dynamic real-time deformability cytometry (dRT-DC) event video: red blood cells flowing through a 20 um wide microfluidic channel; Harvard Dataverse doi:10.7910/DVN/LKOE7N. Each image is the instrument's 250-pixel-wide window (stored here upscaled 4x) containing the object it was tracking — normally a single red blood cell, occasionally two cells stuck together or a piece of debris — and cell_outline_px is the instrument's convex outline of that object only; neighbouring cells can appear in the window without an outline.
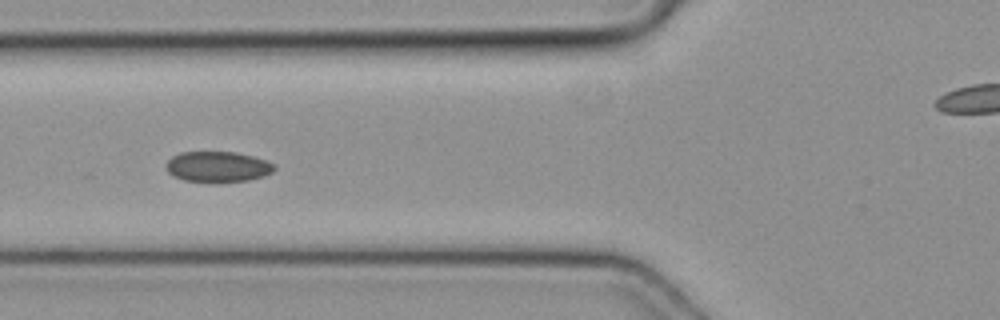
{"species": "common noctule bat (a hibernating species)", "species_latin": "Nyctalus noctula", "temperature_condition": "cold", "stored_images_in_passage": 47, "camera_frame_rate_fps": 3000, "um_per_image_px": 0.085, "animal": {"sex": "female", "body_mass_g": 19.3, "forearm_length_mm": 54.1}, "frame": {"image": 1, "passage_image": 16, "time_ms": 5.0, "image_size_px": [1000, 320], "cell_outline_px": [[276, 168], [272, 172], [264, 176], [248, 180], [184, 180], [172, 176], [164, 168], [164, 164], [172, 156], [180, 152], [236, 152], [252, 156], [276, 164]], "centroid_in_image_um": [18.48, 14.14], "position_along_channel_um": 107.3, "area_um2": 18.96}}
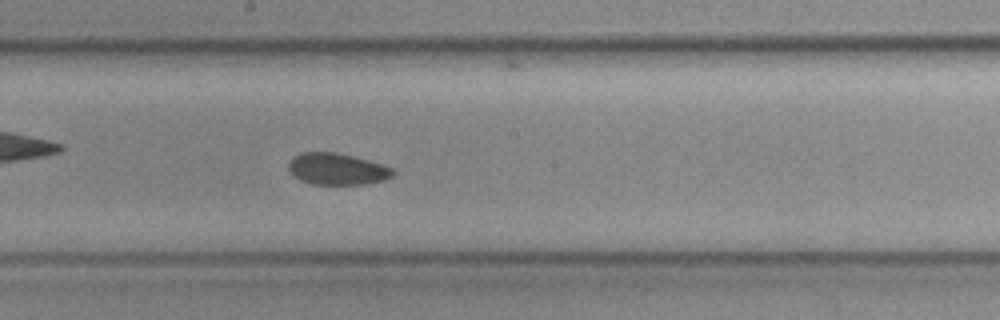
{"frame": {"image": 2, "passage_image": 24, "time_ms": 7.667, "image_size_px": [1000, 320], "cell_outline_px": [[396, 172], [392, 176], [384, 180], [364, 184], [312, 184], [300, 180], [288, 168], [288, 164], [292, 156], [300, 152], [336, 152], [384, 164], [392, 168]], "centroid_in_image_um": [28.66, 14.35], "position_along_channel_um": 219.5, "area_um2": 19.25}}
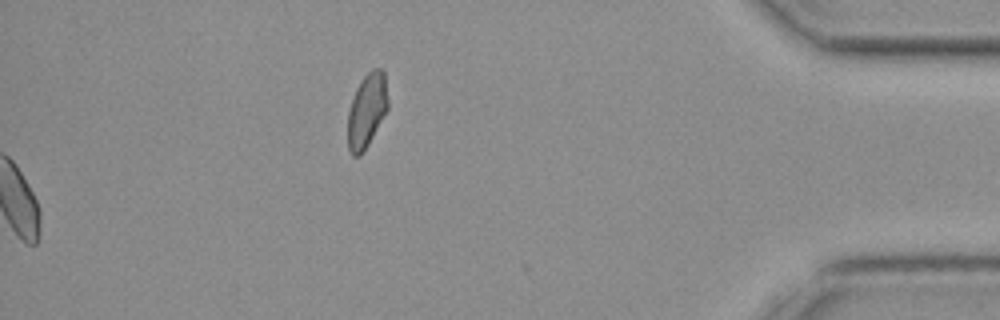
{"frame": {"image": 3, "passage_image": 47, "time_ms": 15.333, "image_size_px": [1000, 320], "cell_outline_px": [[388, 108], [368, 144], [360, 156], [352, 156], [348, 148], [348, 112], [356, 88], [360, 80], [372, 68], [380, 68], [384, 72], [388, 100]], "centroid_in_image_um": [31.17, 9.38], "position_along_channel_um": 404.0, "area_um2": 17.22}}